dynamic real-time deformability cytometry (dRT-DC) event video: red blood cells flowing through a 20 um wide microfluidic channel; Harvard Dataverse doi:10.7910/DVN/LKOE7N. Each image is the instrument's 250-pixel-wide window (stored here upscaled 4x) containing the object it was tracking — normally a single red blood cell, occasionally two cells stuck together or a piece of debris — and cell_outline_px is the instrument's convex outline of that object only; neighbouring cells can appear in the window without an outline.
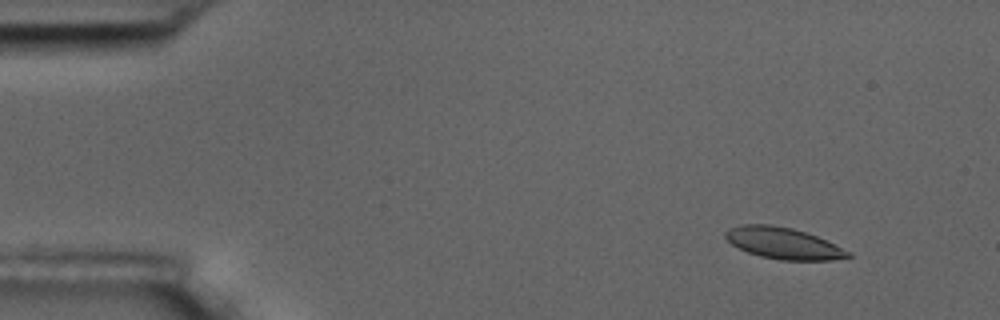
{"species": "common noctule bat (a hibernating species)", "species_latin": "Nyctalus noctula", "temperature_condition": "room temperature", "stored_images_in_passage": 4, "camera_frame_rate_fps": 3000, "um_per_image_px": 0.085, "animal": {"sex": "male", "body_mass_g": 17.5, "forearm_length_mm": 52.3}, "frame": {"image": 1, "passage_image": 2, "time_ms": 1.0, "image_size_px": [1000, 320], "cell_outline_px": [[852, 256], [832, 260], [780, 260], [760, 256], [748, 252], [732, 244], [724, 236], [724, 232], [728, 228], [740, 224], [772, 224], [792, 228], [816, 236], [852, 252]], "centroid_in_image_um": [66.56, 20.67], "position_along_channel_um": 18.4, "area_um2": 22.43}}
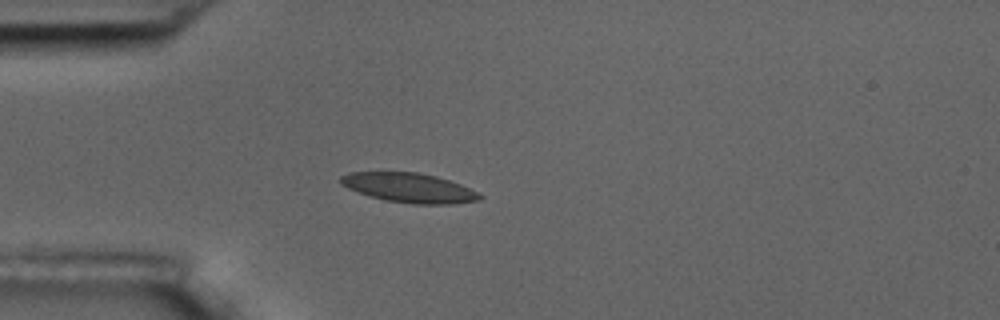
{"frame": {"image": 2, "passage_image": 4, "time_ms": 4.333, "image_size_px": [1000, 320], "cell_outline_px": [[484, 196], [480, 200], [452, 204], [412, 204], [384, 200], [348, 188], [340, 184], [336, 180], [340, 176], [348, 172], [416, 172], [436, 176], [460, 184]], "centroid_in_image_um": [34.74, 15.96], "position_along_channel_um": 50.3, "area_um2": 23.87}}